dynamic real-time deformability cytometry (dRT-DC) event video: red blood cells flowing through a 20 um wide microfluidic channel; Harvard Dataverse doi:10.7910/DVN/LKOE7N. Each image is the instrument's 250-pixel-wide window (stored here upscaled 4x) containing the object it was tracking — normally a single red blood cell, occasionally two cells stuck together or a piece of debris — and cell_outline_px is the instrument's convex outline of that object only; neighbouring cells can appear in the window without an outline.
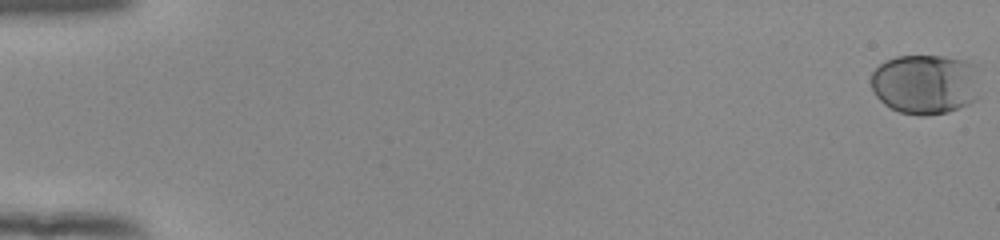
{"species": "human", "species_latin": "Homo sapiens", "temperature_condition": "room temperature", "stored_images_in_passage": 55, "camera_frame_rate_fps": 3000, "um_per_image_px": 0.085, "donor": {"sex": "female"}, "frame": {"image": 1, "passage_image": 1, "time_ms": 0.0, "image_size_px": [1000, 240], "cell_outline_px": [[976, 100], [968, 104], [948, 112], [924, 116], [920, 116], [900, 112], [884, 104], [876, 96], [872, 88], [872, 72], [880, 64], [896, 56], [944, 56], [968, 60], [976, 64]], "centroid_in_image_um": [78.65, 7.14], "position_along_channel_um": 6.4, "area_um2": 38.09}}
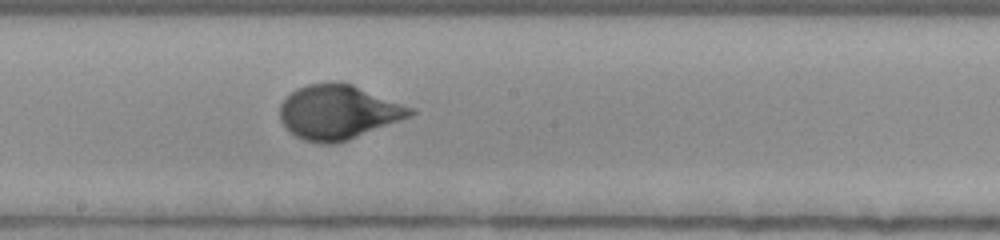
{"frame": {"image": 2, "passage_image": 32, "time_ms": 10.333, "image_size_px": [1000, 240], "cell_outline_px": [[416, 112], [412, 116], [348, 140], [332, 144], [320, 144], [304, 140], [288, 132], [280, 120], [280, 104], [296, 88], [308, 84], [332, 80], [340, 80], [352, 84], [416, 108]], "centroid_in_image_um": [28.76, 9.51], "position_along_channel_um": 219.4, "area_um2": 41.91}}
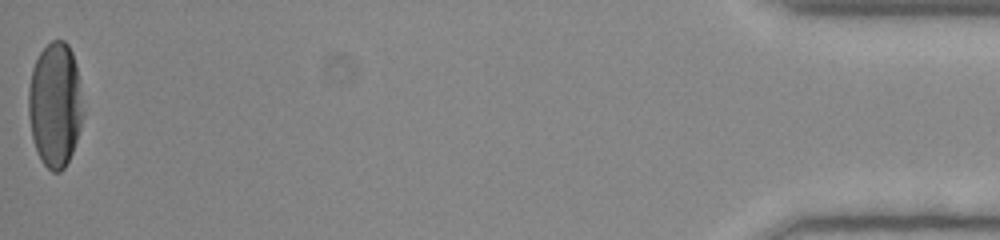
{"frame": {"image": 3, "passage_image": 55, "time_ms": 18.0, "image_size_px": [1000, 240], "cell_outline_px": [[84, 112], [80, 128], [72, 152], [64, 168], [60, 172], [52, 172], [40, 160], [32, 140], [28, 116], [28, 88], [32, 68], [40, 52], [52, 40], [64, 40], [68, 44], [72, 52], [76, 64]], "centroid_in_image_um": [4.67, 8.91], "position_along_channel_um": 430.5, "area_um2": 39.88}, "authors_computed_cell_mechanics": {"area_um2": 38.5526, "velocity_mm_per_s": 3.8946, "shape_relaxation_time_tau1_ms": 3.3173, "shape_relaxation_time_tau2_ms": null, "deformation_change_tau1": 0.1862, "deformation_change_tau2": null}}